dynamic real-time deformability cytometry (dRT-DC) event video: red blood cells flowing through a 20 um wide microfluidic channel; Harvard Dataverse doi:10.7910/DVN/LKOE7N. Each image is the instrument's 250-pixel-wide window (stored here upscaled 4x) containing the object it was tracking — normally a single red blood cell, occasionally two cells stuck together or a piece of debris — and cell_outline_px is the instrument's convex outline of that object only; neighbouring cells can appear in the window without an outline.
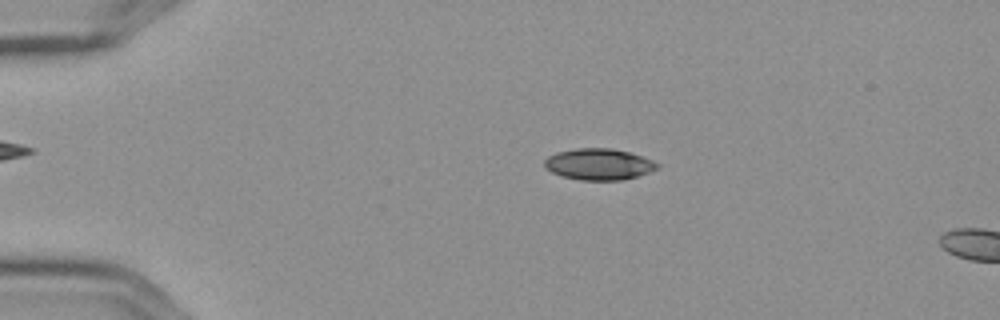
{"species": "Egyptian fruit bat (a non-hibernating species)", "species_latin": "Rousettus aegyptiacus", "temperature_condition": "cold", "stored_images_in_passage": 5, "camera_frame_rate_fps": 3000, "um_per_image_px": 0.085, "frame": {"image": 1, "passage_image": 3, "time_ms": 0.667, "image_size_px": [1000, 320], "cell_outline_px": [[660, 168], [636, 176], [620, 180], [580, 180], [564, 176], [552, 172], [544, 168], [544, 160], [548, 156], [556, 152], [576, 148], [612, 148], [628, 152], [652, 160], [660, 164]], "centroid_in_image_um": [50.88, 13.95], "position_along_channel_um": 34.1, "area_um2": 20.52}}